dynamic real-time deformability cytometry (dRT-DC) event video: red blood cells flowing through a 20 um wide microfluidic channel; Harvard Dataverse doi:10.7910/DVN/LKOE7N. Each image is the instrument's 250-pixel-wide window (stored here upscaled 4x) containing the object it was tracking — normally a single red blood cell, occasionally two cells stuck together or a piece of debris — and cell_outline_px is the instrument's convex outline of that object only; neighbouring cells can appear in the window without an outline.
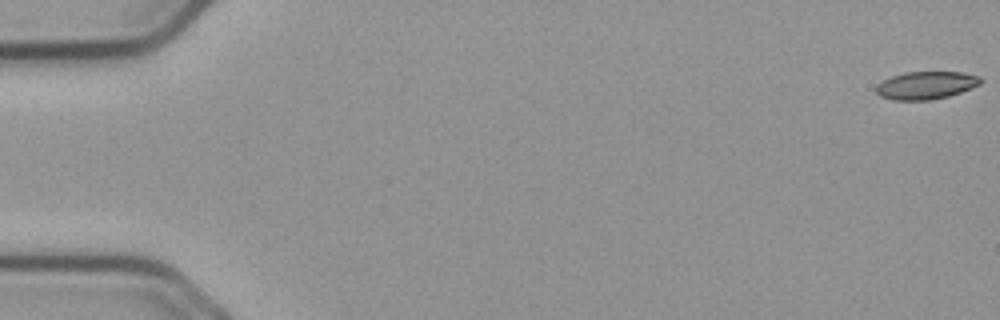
{"species": "common noctule bat (a hibernating species)", "species_latin": "Nyctalus noctula", "temperature_condition": "cold", "stored_images_in_passage": 56, "camera_frame_rate_fps": 3000, "um_per_image_px": 0.085, "animal": {"sex": "male", "body_mass_g": 23.1, "forearm_length_mm": 52.7}, "frame": {"image": 1, "passage_image": 1, "time_ms": 0.0, "image_size_px": [1000, 320], "cell_outline_px": [[984, 80], [980, 84], [972, 88], [948, 96], [932, 100], [892, 100], [880, 96], [876, 92], [876, 84], [892, 76], [904, 72], [960, 72], [980, 76]], "centroid_in_image_um": [78.72, 7.25], "position_along_channel_um": 6.3, "area_um2": 16.99}}
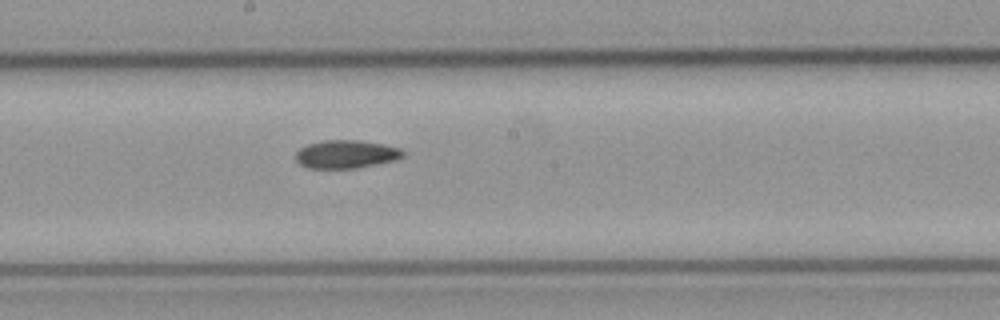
{"frame": {"image": 2, "passage_image": 31, "time_ms": 10.0, "image_size_px": [1000, 320], "cell_outline_px": [[404, 156], [396, 160], [356, 168], [308, 168], [300, 164], [296, 160], [296, 152], [300, 148], [308, 144], [320, 140], [360, 140], [400, 148], [404, 152]], "centroid_in_image_um": [29.4, 13.1], "position_along_channel_um": 218.8, "area_um2": 17.57}}
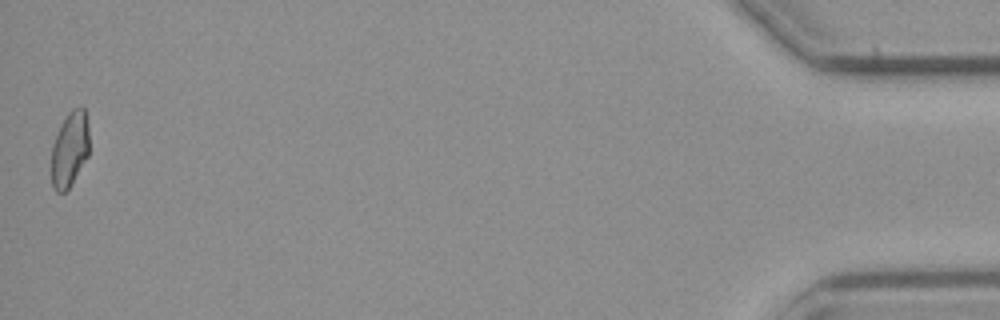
{"frame": {"image": 3, "passage_image": 56, "time_ms": 18.333, "image_size_px": [1000, 320], "cell_outline_px": [[88, 156], [72, 184], [64, 192], [56, 192], [52, 188], [52, 144], [68, 112], [72, 108], [84, 108], [88, 128]], "centroid_in_image_um": [5.92, 12.72], "position_along_channel_um": 429.3, "area_um2": 16.36}, "authors_computed_cell_mechanics": {"area_um2": 17.629, "velocity_mm_per_s": 3.7217, "shape_relaxation_time_tau1_ms": null, "shape_relaxation_time_tau2_ms": 5.545, "deformation_change_tau1": null, "deformation_change_tau2": 0.1149}}